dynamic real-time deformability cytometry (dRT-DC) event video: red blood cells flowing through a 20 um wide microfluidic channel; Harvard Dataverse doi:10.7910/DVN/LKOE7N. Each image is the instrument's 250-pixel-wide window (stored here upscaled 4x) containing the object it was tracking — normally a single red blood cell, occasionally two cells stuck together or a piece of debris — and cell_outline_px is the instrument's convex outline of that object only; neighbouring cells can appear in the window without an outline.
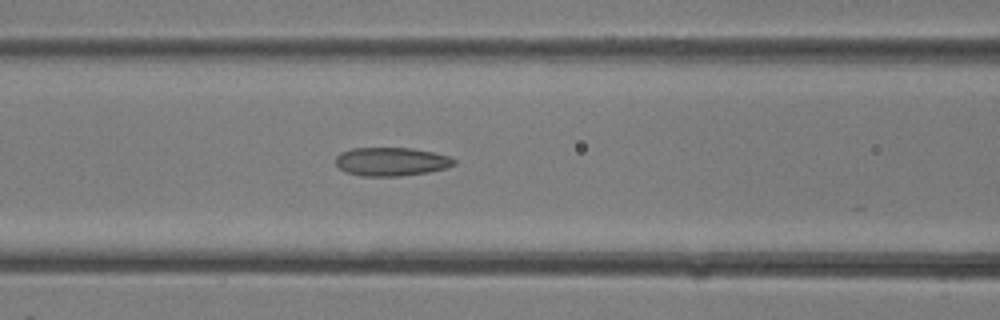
{"species": "common noctule bat (a hibernating species)", "species_latin": "Nyctalus noctula", "temperature_condition": "room temperature", "stored_images_in_passage": 24, "camera_frame_rate_fps": 3000, "um_per_image_px": 0.085, "animal": {"sex": "female"}, "frame": {"image": 1, "passage_image": 7, "time_ms": 2.0, "image_size_px": [1000, 320], "cell_outline_px": [[456, 164], [444, 168], [428, 172], [400, 176], [360, 176], [348, 172], [340, 168], [336, 164], [336, 156], [340, 152], [352, 148], [412, 148], [452, 156], [456, 160]], "centroid_in_image_um": [33.28, 13.73], "position_along_channel_um": 133.3, "area_um2": 19.71}}
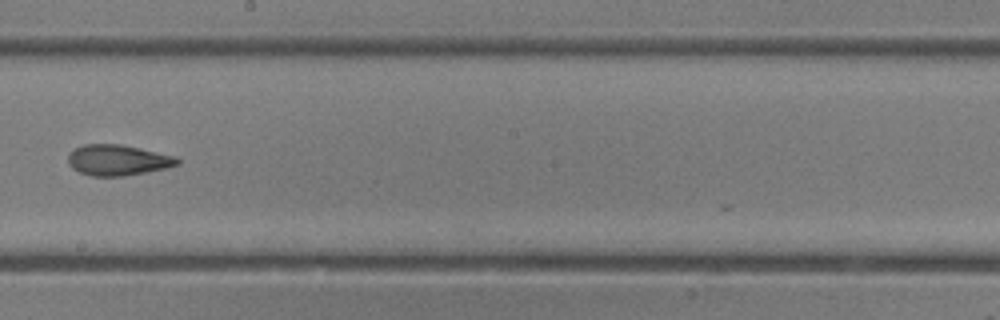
{"frame": {"image": 2, "passage_image": 12, "time_ms": 3.667, "image_size_px": [1000, 320], "cell_outline_px": [[180, 164], [164, 168], [124, 176], [92, 176], [80, 172], [72, 168], [68, 164], [68, 156], [76, 148], [84, 144], [120, 144], [140, 148], [176, 156], [180, 160]], "centroid_in_image_um": [10.02, 13.6], "position_along_channel_um": 238.2, "area_um2": 19.42}}
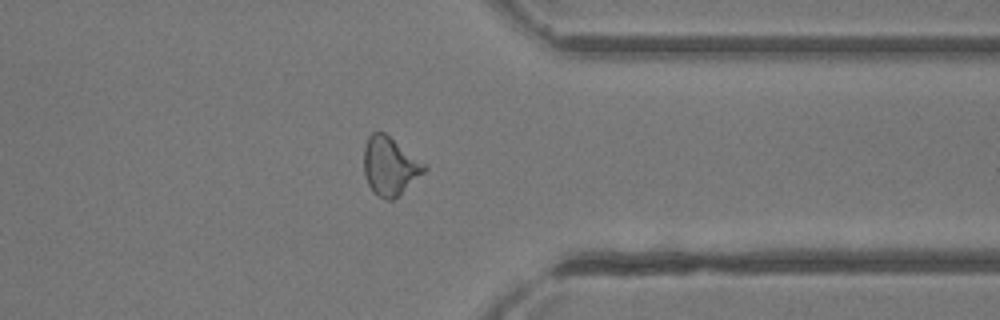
{"frame": {"image": 3, "passage_image": 19, "time_ms": 6.0, "image_size_px": [1000, 320], "cell_outline_px": [[428, 168], [424, 172], [392, 200], [388, 200], [376, 196], [372, 192], [368, 184], [364, 172], [364, 148], [368, 136], [372, 132], [384, 132], [424, 164]], "centroid_in_image_um": [33.09, 14.12], "position_along_channel_um": 378.3, "area_um2": 20.06}}